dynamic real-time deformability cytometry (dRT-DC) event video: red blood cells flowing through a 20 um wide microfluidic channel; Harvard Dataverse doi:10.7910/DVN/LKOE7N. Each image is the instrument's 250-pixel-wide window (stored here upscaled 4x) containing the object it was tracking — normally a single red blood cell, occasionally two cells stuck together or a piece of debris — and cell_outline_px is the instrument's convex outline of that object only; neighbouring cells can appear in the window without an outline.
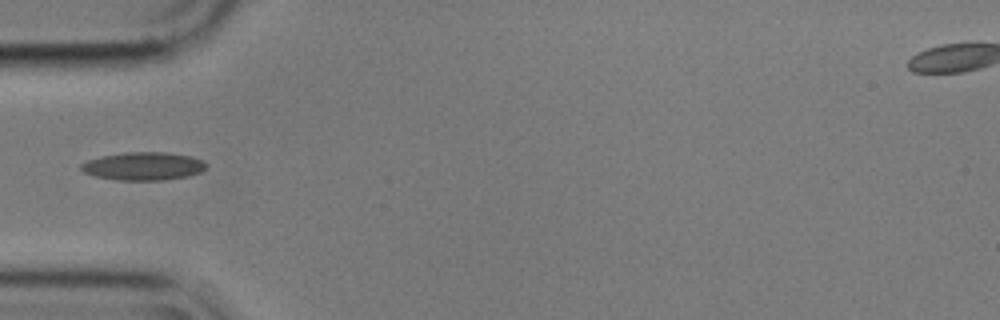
{"species": "common noctule bat (a hibernating species)", "species_latin": "Nyctalus noctula", "temperature_condition": "cold", "stored_images_in_passage": 2, "camera_frame_rate_fps": 3000, "um_per_image_px": 0.085, "animal": {"sex": "male", "body_mass_g": 17.9}, "frame": {"image": 1, "passage_image": 2, "time_ms": 0.333, "image_size_px": [1000, 320], "cell_outline_px": [[208, 164], [200, 172], [188, 176], [164, 180], [116, 180], [96, 176], [84, 172], [80, 168], [80, 164], [88, 160], [104, 156], [124, 152], [164, 152], [192, 156]], "centroid_in_image_um": [12.19, 14.12], "position_along_channel_um": 72.8, "area_um2": 20.35}}